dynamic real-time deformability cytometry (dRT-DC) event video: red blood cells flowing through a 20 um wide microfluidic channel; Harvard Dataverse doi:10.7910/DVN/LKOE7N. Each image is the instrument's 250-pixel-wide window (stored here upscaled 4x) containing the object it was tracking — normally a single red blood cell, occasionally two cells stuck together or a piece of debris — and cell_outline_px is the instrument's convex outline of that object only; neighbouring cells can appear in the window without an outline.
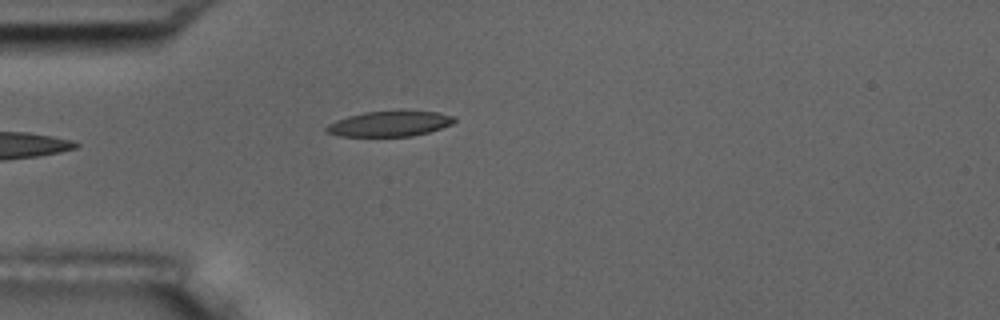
{"species": "common noctule bat (a hibernating species)", "species_latin": "Nyctalus noctula", "temperature_condition": "room temperature", "stored_images_in_passage": 5, "camera_frame_rate_fps": 3000, "um_per_image_px": 0.085, "animal": {"sex": "male", "body_mass_g": 17.5, "forearm_length_mm": 52.3}, "frame": {"image": 1, "passage_image": 5, "time_ms": 4.333, "image_size_px": [1000, 320], "cell_outline_px": [[456, 120], [452, 124], [428, 132], [412, 136], [340, 136], [324, 132], [324, 128], [328, 124], [336, 120], [348, 116], [364, 112], [404, 108], [436, 112], [456, 116]], "centroid_in_image_um": [33.13, 10.47], "position_along_channel_um": 51.9, "area_um2": 19.65}}